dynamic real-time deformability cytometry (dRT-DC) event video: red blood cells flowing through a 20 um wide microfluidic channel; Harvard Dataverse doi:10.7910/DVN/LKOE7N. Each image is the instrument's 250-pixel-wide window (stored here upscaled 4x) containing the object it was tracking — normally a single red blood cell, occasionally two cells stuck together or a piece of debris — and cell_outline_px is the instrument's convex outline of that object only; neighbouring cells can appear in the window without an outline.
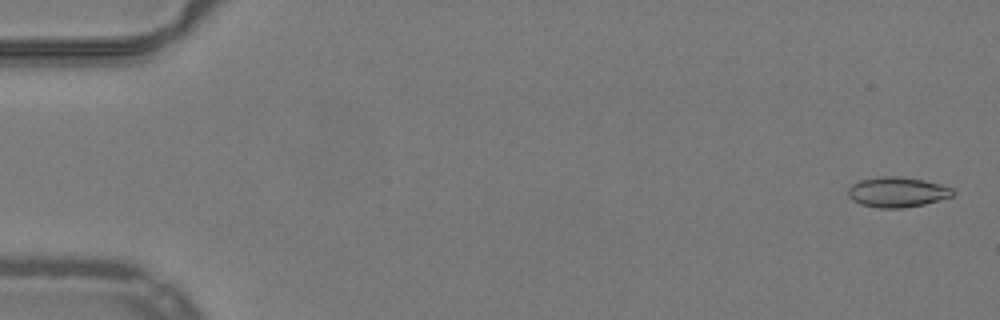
{"species": "common noctule bat (a hibernating species)", "species_latin": "Nyctalus noctula", "temperature_condition": "warm", "stored_images_in_passage": 52, "camera_frame_rate_fps": 3000, "um_per_image_px": 0.085, "animal": {"sex": "male", "body_mass_g": 19.2, "forearm_length_mm": 51.8}, "frame": {"image": 1, "passage_image": 2, "time_ms": 0.333, "image_size_px": [1000, 320], "cell_outline_px": [[956, 192], [952, 196], [924, 204], [904, 208], [876, 208], [860, 204], [852, 200], [848, 196], [848, 188], [852, 184], [860, 180], [876, 176], [900, 176], [924, 180], [940, 184], [952, 188]], "centroid_in_image_um": [76.24, 16.32], "position_along_channel_um": 8.8, "area_um2": 18.61}}
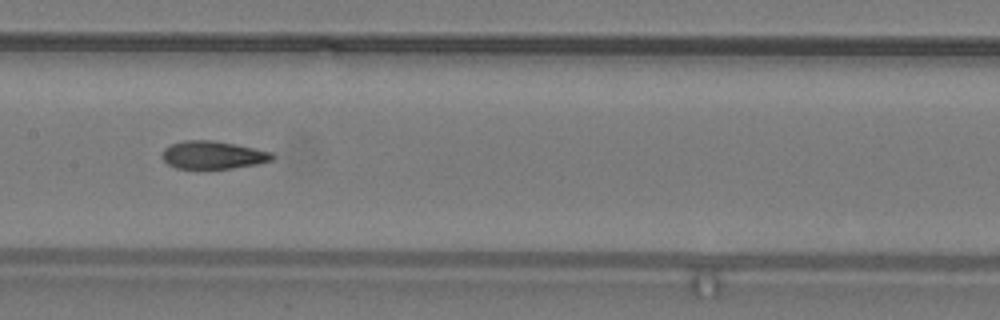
{"frame": {"image": 2, "passage_image": 27, "time_ms": 8.667, "image_size_px": [1000, 320], "cell_outline_px": [[276, 156], [272, 160], [260, 164], [232, 168], [176, 168], [168, 164], [160, 156], [164, 148], [172, 144], [184, 140], [212, 140], [272, 152]], "centroid_in_image_um": [18.1, 13.18], "position_along_channel_um": 189.3, "area_um2": 17.8}}
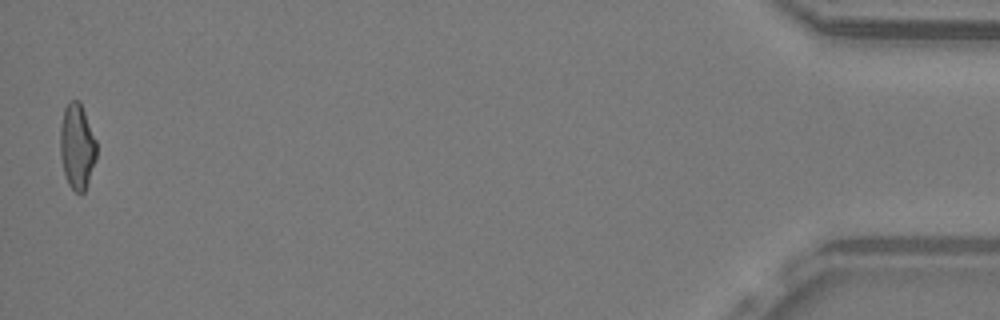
{"frame": {"image": 3, "passage_image": 52, "time_ms": 17.0, "image_size_px": [1000, 320], "cell_outline_px": [[96, 160], [88, 184], [84, 192], [76, 192], [68, 184], [64, 172], [60, 156], [60, 124], [64, 108], [68, 100], [80, 100], [96, 140]], "centroid_in_image_um": [6.54, 12.42], "position_along_channel_um": 428.7, "area_um2": 18.32}, "authors_computed_cell_mechanics": {"area_um2": 18.3515, "velocity_mm_per_s": 4.017, "shape_relaxation_time_tau1_ms": null, "shape_relaxation_time_tau2_ms": 1.6607, "deformation_change_tau1": null, "deformation_change_tau2": 0.086}}